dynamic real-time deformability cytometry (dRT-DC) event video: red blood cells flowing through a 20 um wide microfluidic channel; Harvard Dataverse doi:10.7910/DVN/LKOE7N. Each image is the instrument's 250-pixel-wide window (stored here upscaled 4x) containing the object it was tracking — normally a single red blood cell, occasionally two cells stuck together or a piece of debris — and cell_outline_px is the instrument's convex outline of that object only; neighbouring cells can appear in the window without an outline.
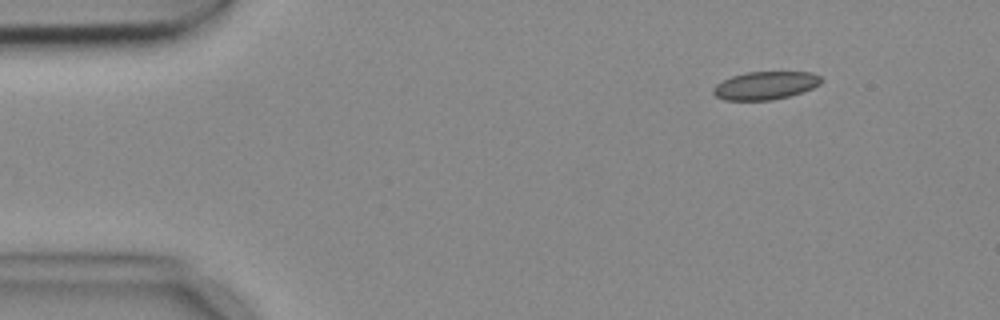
{"species": "common noctule bat (a hibernating species)", "species_latin": "Nyctalus noctula", "temperature_condition": "cold", "stored_images_in_passage": 5, "camera_frame_rate_fps": 3000, "um_per_image_px": 0.085, "animal": {"sex": "female", "body_mass_g": 18.4}, "frame": {"image": 1, "passage_image": 2, "time_ms": 0.333, "image_size_px": [1000, 320], "cell_outline_px": [[824, 80], [820, 84], [804, 92], [772, 100], [724, 100], [716, 96], [712, 92], [712, 88], [716, 84], [732, 76], [748, 72], [812, 72], [820, 76]], "centroid_in_image_um": [65.07, 7.27], "position_along_channel_um": 19.9, "area_um2": 17.69}}
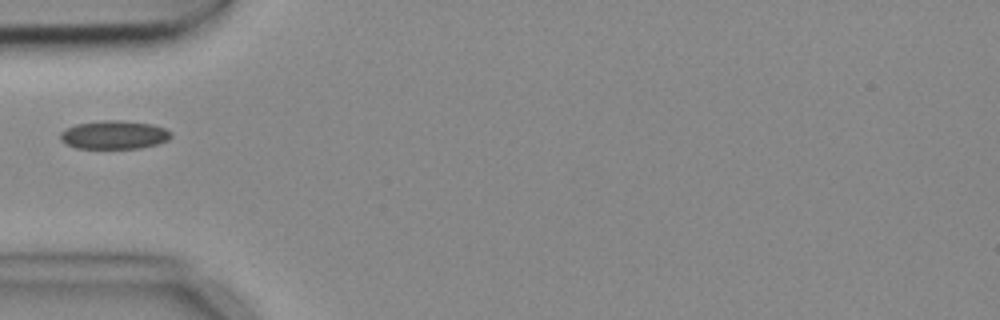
{"frame": {"image": 2, "passage_image": 5, "time_ms": 1.333, "image_size_px": [1000, 320], "cell_outline_px": [[172, 136], [168, 140], [156, 144], [140, 148], [76, 148], [64, 144], [60, 140], [60, 132], [76, 124], [104, 120], [124, 120], [152, 124], [164, 128], [172, 132]], "centroid_in_image_um": [9.7, 11.46], "position_along_channel_um": 75.3, "area_um2": 18.44}}